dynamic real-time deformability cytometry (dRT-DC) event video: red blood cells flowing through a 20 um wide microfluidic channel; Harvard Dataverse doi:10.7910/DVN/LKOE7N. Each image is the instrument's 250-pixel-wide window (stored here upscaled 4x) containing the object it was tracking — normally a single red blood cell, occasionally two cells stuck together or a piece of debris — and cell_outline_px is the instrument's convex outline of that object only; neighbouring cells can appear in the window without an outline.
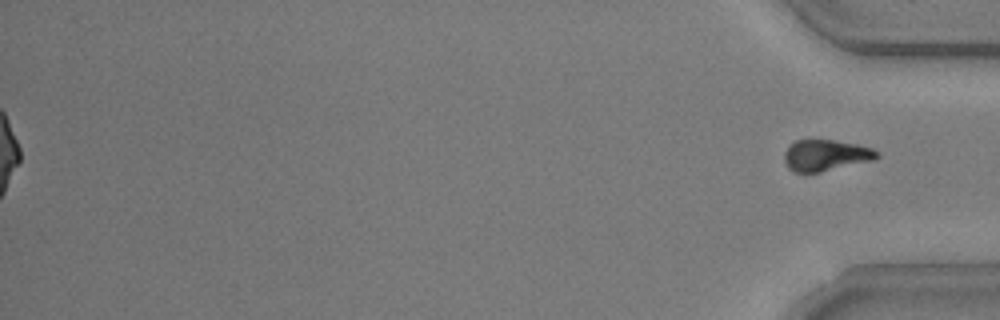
{"species": "common noctule bat (a hibernating species)", "species_latin": "Nyctalus noctula", "temperature_condition": "warm", "stored_images_in_passage": 55, "segment_of_instrument_passage": [2, 2], "camera_frame_rate_fps": 3000, "um_per_image_px": 0.085, "animal": {"sex": "male", "body_mass_g": 20.5, "forearm_length_mm": 52.5}, "frame": {"image": 1, "passage_image": 55, "time_ms": 18.0, "image_size_px": [1000, 320], "cell_outline_px": [[880, 156], [876, 160], [820, 172], [792, 172], [784, 164], [784, 152], [796, 140], [836, 140], [860, 144], [872, 148], [880, 152]], "centroid_in_image_um": [70.24, 13.2], "position_along_channel_um": 365.0, "area_um2": 17.17}}